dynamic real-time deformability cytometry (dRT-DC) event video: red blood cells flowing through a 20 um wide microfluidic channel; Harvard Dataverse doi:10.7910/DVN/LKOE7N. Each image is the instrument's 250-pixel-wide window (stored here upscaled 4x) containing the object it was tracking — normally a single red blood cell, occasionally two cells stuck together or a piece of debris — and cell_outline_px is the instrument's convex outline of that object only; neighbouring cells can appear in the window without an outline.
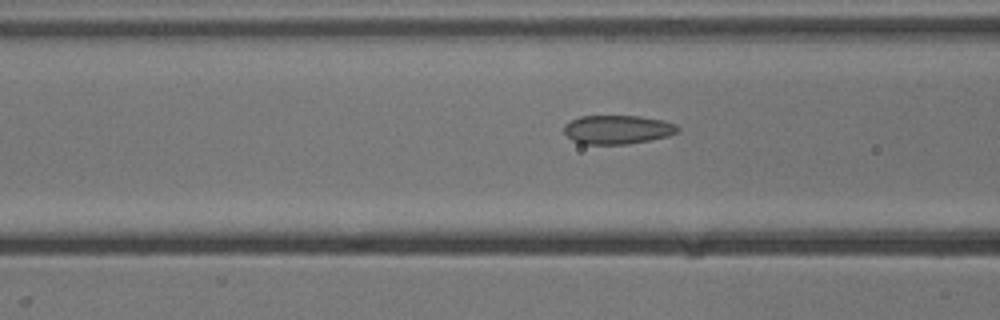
{"species": "common noctule bat (a hibernating species)", "species_latin": "Nyctalus noctula", "temperature_condition": "cold", "stored_images_in_passage": 14, "camera_frame_rate_fps": 3000, "um_per_image_px": 0.085, "animal": {"sex": "male", "body_mass_g": 13.3}, "frame": {"image": 1, "passage_image": 12, "time_ms": 3.667, "image_size_px": [1000, 320], "cell_outline_px": [[680, 128], [676, 132], [668, 136], [628, 144], [584, 144], [572, 140], [564, 132], [564, 124], [580, 116], [640, 116], [660, 120], [676, 124]], "centroid_in_image_um": [52.47, 11.01], "position_along_channel_um": 114.1, "area_um2": 18.96}}